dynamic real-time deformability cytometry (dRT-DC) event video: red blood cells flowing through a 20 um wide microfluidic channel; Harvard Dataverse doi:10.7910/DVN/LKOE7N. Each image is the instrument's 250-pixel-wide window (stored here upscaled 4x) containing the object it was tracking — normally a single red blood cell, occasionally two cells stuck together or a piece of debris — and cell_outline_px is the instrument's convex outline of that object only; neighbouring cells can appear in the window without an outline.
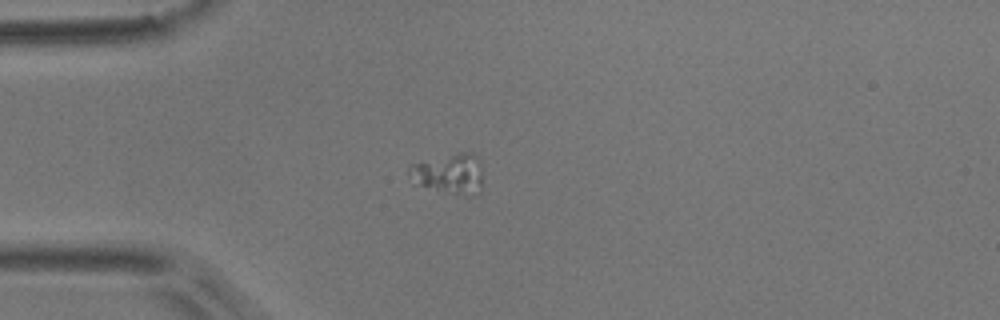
{"species": "common noctule bat (a hibernating species)", "species_latin": "Nyctalus noctula", "temperature_condition": "room temperature", "stored_images_in_passage": 6, "camera_frame_rate_fps": 3000, "um_per_image_px": 0.085, "animal": {"sex": "male", "body_mass_g": 17.9}, "frame": {"image": 1, "passage_image": 3, "time_ms": 0.667, "image_size_px": [1000, 320], "cell_outline_px": [[480, 192], [476, 196], [468, 196], [420, 184], [408, 176], [408, 168], [412, 164], [460, 152], [472, 152], [480, 160]], "centroid_in_image_um": [38.23, 14.74], "position_along_channel_um": 46.8, "area_um2": 16.65}}
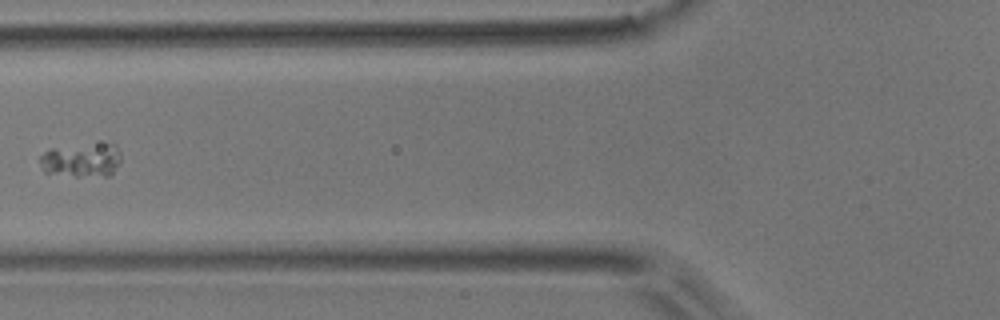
{"frame": {"image": 2, "passage_image": 5, "time_ms": 1.333, "image_size_px": [1000, 320], "cell_outline_px": [[120, 160], [112, 172], [108, 176], [76, 176], [44, 172], [40, 164], [40, 156], [44, 152], [52, 148], [108, 144], [116, 144], [120, 152]], "centroid_in_image_um": [6.92, 13.63], "position_along_channel_um": 118.9, "area_um2": 15.61}}
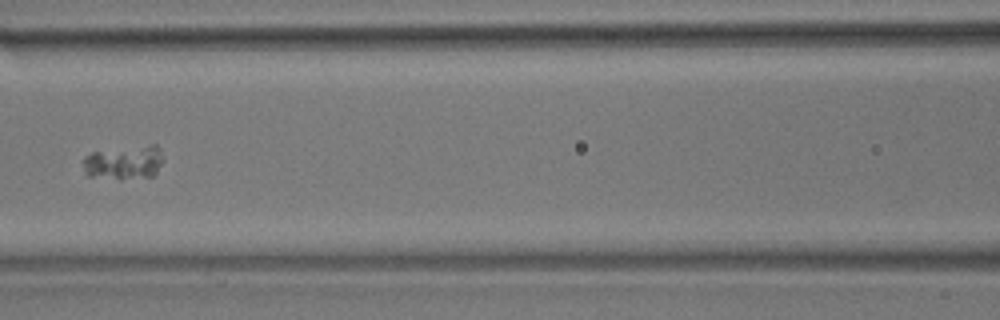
{"frame": {"image": 3, "passage_image": 6, "time_ms": 1.667, "image_size_px": [1000, 320], "cell_outline_px": [[164, 160], [156, 172], [152, 176], [120, 180], [88, 176], [84, 168], [84, 156], [92, 152], [152, 144], [156, 144], [160, 148]], "centroid_in_image_um": [10.57, 13.82], "position_along_channel_um": 156.0, "area_um2": 16.01}}